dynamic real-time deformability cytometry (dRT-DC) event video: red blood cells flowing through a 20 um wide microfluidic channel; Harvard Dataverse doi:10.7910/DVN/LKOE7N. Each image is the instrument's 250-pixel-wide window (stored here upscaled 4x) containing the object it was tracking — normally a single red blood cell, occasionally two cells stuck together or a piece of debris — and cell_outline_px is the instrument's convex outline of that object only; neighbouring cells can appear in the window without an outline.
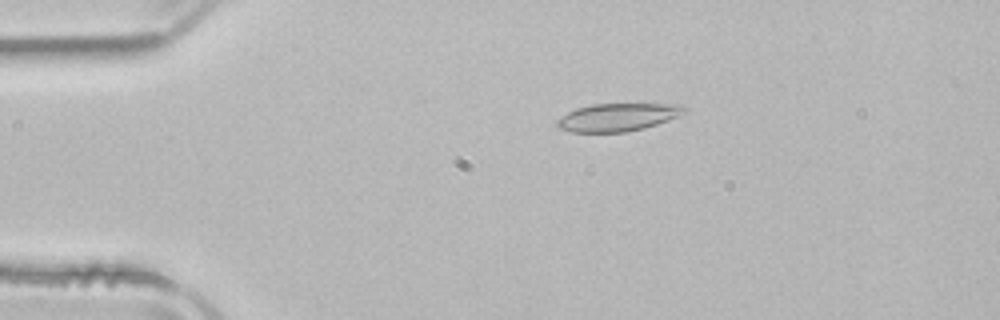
{"species": "common noctule bat (a hibernating species)", "species_latin": "Nyctalus noctula", "temperature_condition": "room temperature", "stored_images_in_passage": 48, "camera_frame_rate_fps": 3000, "um_per_image_px": 0.085, "animal": {"sex": "male", "body_mass_g": 21.5, "forearm_length_mm": 52.0}, "frame": {"image": 1, "passage_image": 7, "time_ms": 2.0, "image_size_px": [1000, 320], "cell_outline_px": [[688, 112], [668, 120], [644, 128], [624, 132], [572, 132], [560, 128], [556, 124], [556, 120], [560, 116], [576, 108], [592, 104], [684, 104], [688, 108]], "centroid_in_image_um": [52.53, 9.95], "position_along_channel_um": 32.5, "area_um2": 20.75}}
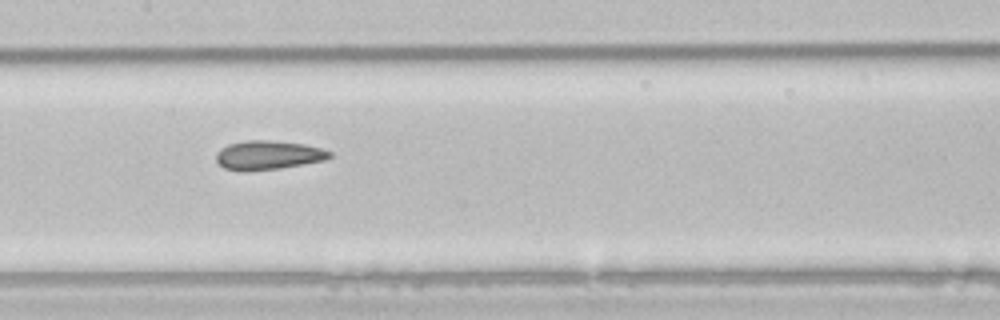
{"frame": {"image": 2, "passage_image": 22, "time_ms": 7.0, "image_size_px": [1000, 320], "cell_outline_px": [[332, 156], [324, 160], [280, 168], [240, 172], [224, 168], [216, 160], [216, 152], [220, 148], [228, 144], [248, 140], [268, 140], [304, 144], [320, 148], [332, 152]], "centroid_in_image_um": [22.75, 13.19], "position_along_channel_um": 184.6, "area_um2": 19.19}}
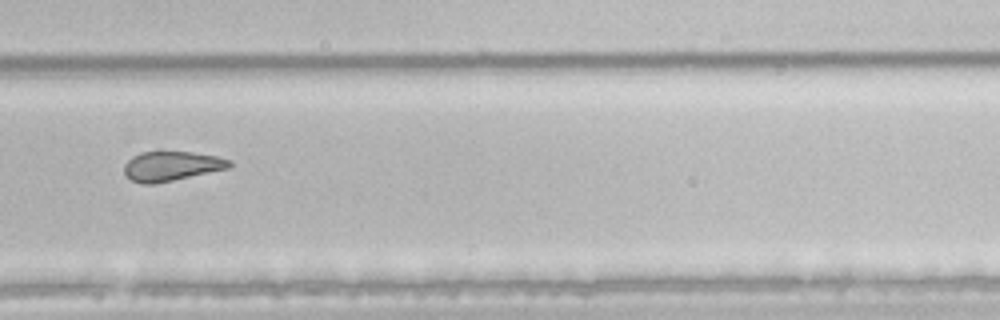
{"frame": {"image": 3, "passage_image": 32, "time_ms": 10.333, "image_size_px": [1000, 320], "cell_outline_px": [[232, 168], [152, 184], [140, 184], [132, 180], [124, 172], [124, 164], [132, 156], [140, 152], [192, 152], [216, 156], [232, 160]], "centroid_in_image_um": [14.6, 14.11], "position_along_channel_um": 315.2, "area_um2": 18.15}, "authors_computed_cell_mechanics": {"area_um2": 20.1722, "velocity_mm_per_s": 3.9425, "shape_relaxation_time_tau1_ms": null, "shape_relaxation_time_tau2_ms": 4.0328, "deformation_change_tau1": null, "deformation_change_tau2": 0.1058}}